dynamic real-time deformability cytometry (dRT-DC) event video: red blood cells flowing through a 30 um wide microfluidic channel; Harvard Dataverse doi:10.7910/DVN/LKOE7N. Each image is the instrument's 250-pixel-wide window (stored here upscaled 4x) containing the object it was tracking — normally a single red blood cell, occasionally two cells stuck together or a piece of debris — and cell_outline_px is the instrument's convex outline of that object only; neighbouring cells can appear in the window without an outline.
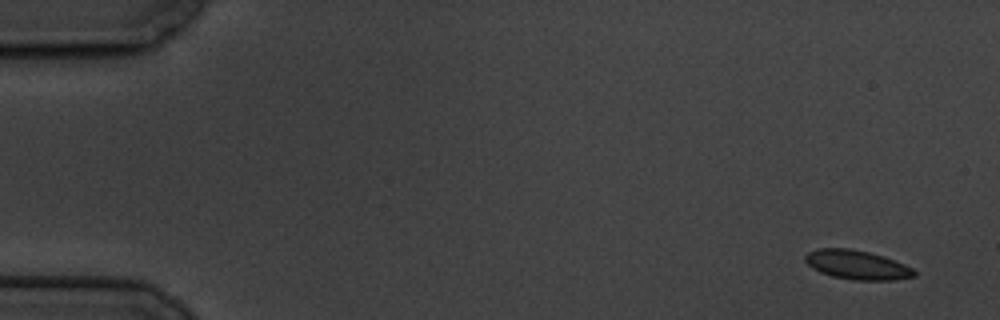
{"species": "common noctule bat (a hibernating species)", "species_latin": "Nyctalus noctula", "temperature_condition": "cold", "stored_images_in_passage": 9, "camera_frame_rate_fps": 3000, "um_per_image_px": 0.085, "animal": {"sex": "male", "body_mass_g": 19.5, "forearm_length_mm": 54.6}, "frame": {"image": 1, "passage_image": 1, "time_ms": 0.0, "image_size_px": [1000, 320], "cell_outline_px": [[916, 276], [896, 280], [852, 280], [832, 276], [820, 272], [812, 268], [804, 260], [804, 256], [808, 252], [816, 248], [852, 248], [884, 256], [904, 264], [912, 268], [916, 272]], "centroid_in_image_um": [72.83, 22.51], "position_along_channel_um": 12.2, "area_um2": 18.67}}
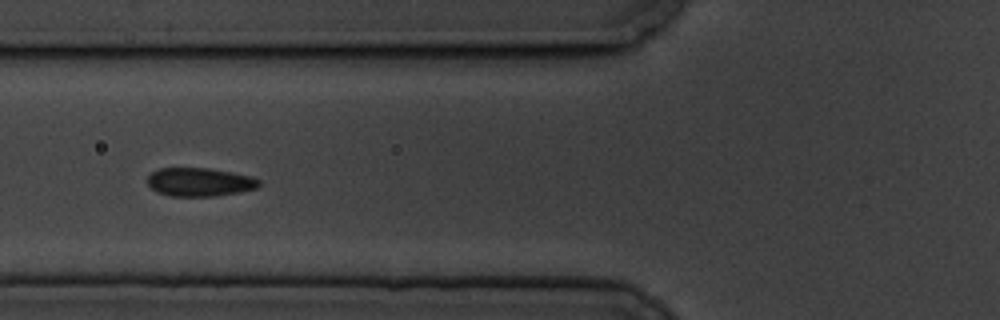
{"frame": {"image": 2, "passage_image": 6, "time_ms": 6.667, "image_size_px": [1000, 320], "cell_outline_px": [[260, 184], [256, 188], [236, 192], [212, 196], [172, 196], [156, 192], [148, 184], [148, 176], [152, 172], [160, 168], [208, 168], [232, 172], [252, 176], [260, 180]], "centroid_in_image_um": [16.96, 15.46], "position_along_channel_um": 108.8, "area_um2": 18.38}}
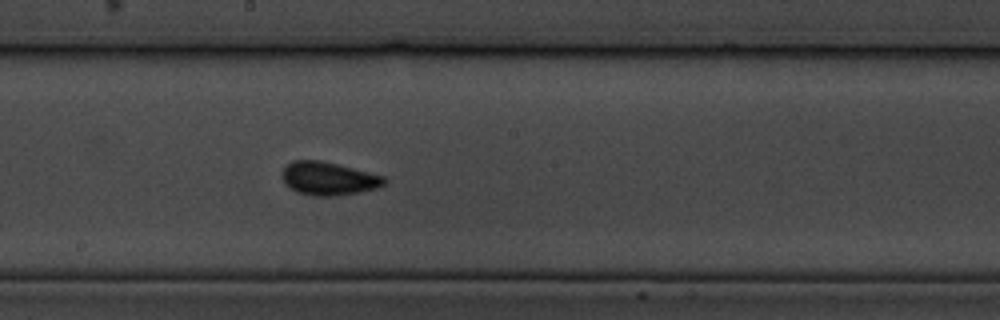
{"frame": {"image": 3, "passage_image": 9, "time_ms": 10.0, "image_size_px": [1000, 320], "cell_outline_px": [[388, 180], [380, 188], [360, 192], [336, 196], [312, 196], [296, 192], [288, 188], [284, 184], [280, 172], [292, 160], [320, 160], [384, 176]], "centroid_in_image_um": [27.89, 15.19], "position_along_channel_um": 220.3, "area_um2": 20.06}}